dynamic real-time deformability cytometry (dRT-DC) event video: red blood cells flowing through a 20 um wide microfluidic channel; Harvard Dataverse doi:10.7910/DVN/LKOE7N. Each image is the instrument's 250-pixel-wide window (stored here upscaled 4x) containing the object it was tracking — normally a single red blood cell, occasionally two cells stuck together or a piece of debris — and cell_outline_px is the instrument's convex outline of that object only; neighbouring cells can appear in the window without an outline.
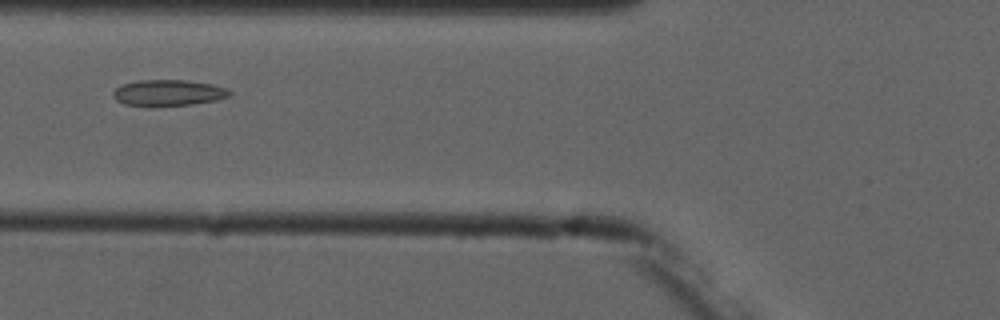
{"species": "common noctule bat (a hibernating species)", "species_latin": "Nyctalus noctula", "temperature_condition": "cold", "stored_images_in_passage": 6, "camera_frame_rate_fps": 3000, "um_per_image_px": 0.085, "animal": {"sex": "male", "forearm_length_mm": 52.5}, "frame": {"image": 1, "passage_image": 4, "time_ms": 3.333, "image_size_px": [1000, 320], "cell_outline_px": [[232, 96], [216, 100], [192, 104], [156, 108], [152, 108], [124, 104], [116, 100], [112, 96], [112, 92], [120, 84], [140, 80], [188, 80], [212, 84], [224, 88], [232, 92]], "centroid_in_image_um": [14.26, 7.91], "position_along_channel_um": 111.5, "area_um2": 18.32}}
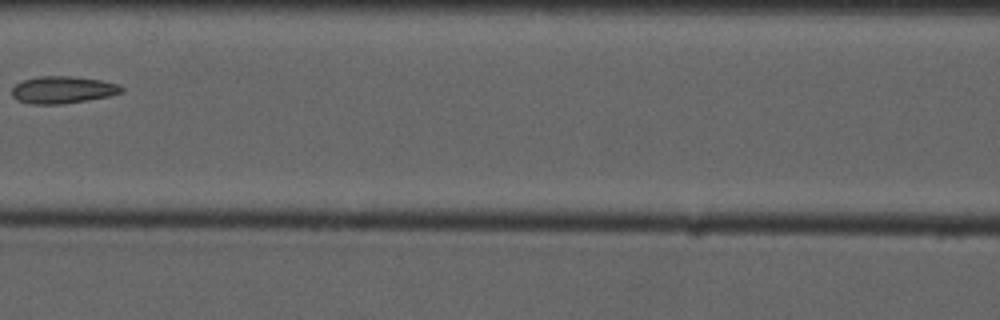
{"frame": {"image": 2, "passage_image": 5, "time_ms": 4.667, "image_size_px": [1000, 320], "cell_outline_px": [[124, 92], [108, 96], [60, 104], [32, 104], [16, 100], [12, 96], [12, 88], [16, 84], [24, 80], [40, 76], [68, 76], [100, 80], [120, 84], [124, 88]], "centroid_in_image_um": [5.33, 7.63], "position_along_channel_um": 161.3, "area_um2": 17.22}}
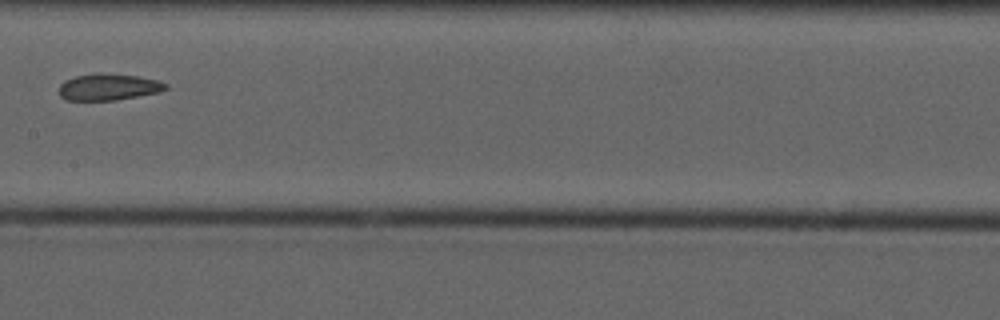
{"frame": {"image": 3, "passage_image": 6, "time_ms": 5.667, "image_size_px": [1000, 320], "cell_outline_px": [[168, 88], [160, 92], [112, 100], [64, 100], [60, 96], [60, 84], [64, 80], [76, 76], [100, 72], [136, 76], [160, 80], [168, 84]], "centroid_in_image_um": [9.23, 7.38], "position_along_channel_um": 198.2, "area_um2": 16.53}}